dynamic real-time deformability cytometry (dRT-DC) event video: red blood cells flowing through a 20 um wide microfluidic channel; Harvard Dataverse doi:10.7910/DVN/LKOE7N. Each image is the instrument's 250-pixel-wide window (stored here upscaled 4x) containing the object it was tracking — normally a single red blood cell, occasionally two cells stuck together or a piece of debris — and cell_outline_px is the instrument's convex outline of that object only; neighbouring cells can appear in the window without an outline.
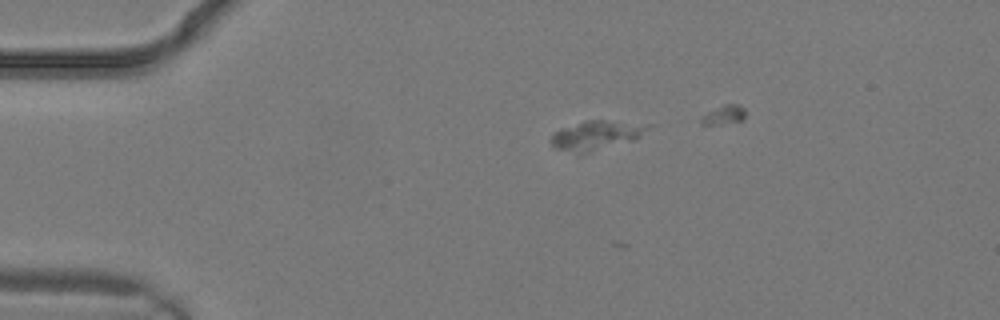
{"species": "common noctule bat (a hibernating species)", "species_latin": "Nyctalus noctula", "temperature_condition": "warm", "stored_images_in_passage": 2, "camera_frame_rate_fps": 3000, "um_per_image_px": 0.085, "animal": {"sex": "male", "body_mass_g": 19.2, "forearm_length_mm": 51.8}, "frame": {"image": 1, "passage_image": 2, "time_ms": 0.333, "image_size_px": [1000, 320], "cell_outline_px": [[652, 124], [632, 140], [576, 156], [556, 148], [552, 144], [552, 136], [556, 132], [564, 128], [588, 120], [604, 120]], "centroid_in_image_um": [50.63, 11.52], "position_along_channel_um": 34.4, "area_um2": 16.07}}